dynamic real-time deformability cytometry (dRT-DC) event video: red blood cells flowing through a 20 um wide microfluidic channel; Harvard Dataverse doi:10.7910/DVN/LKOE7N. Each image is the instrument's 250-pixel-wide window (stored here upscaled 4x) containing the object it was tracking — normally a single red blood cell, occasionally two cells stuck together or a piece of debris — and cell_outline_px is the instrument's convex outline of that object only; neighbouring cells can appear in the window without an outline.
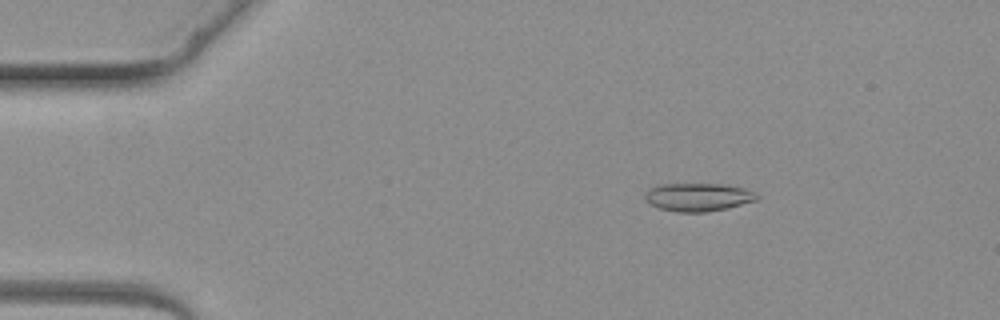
{"species": "common noctule bat (a hibernating species)", "species_latin": "Nyctalus noctula", "temperature_condition": "warm", "stored_images_in_passage": 3, "camera_frame_rate_fps": 3000, "um_per_image_px": 0.085, "animal": {"sex": "female", "body_mass_g": 19.3, "forearm_length_mm": 54.1}, "frame": {"image": 1, "passage_image": 2, "time_ms": 1.333, "image_size_px": [1000, 320], "cell_outline_px": [[760, 200], [728, 208], [704, 212], [676, 212], [660, 208], [652, 204], [644, 196], [644, 192], [648, 188], [660, 184], [724, 184], [744, 188], [756, 192], [760, 196]], "centroid_in_image_um": [59.4, 16.75], "position_along_channel_um": 25.6, "area_um2": 18.55}}
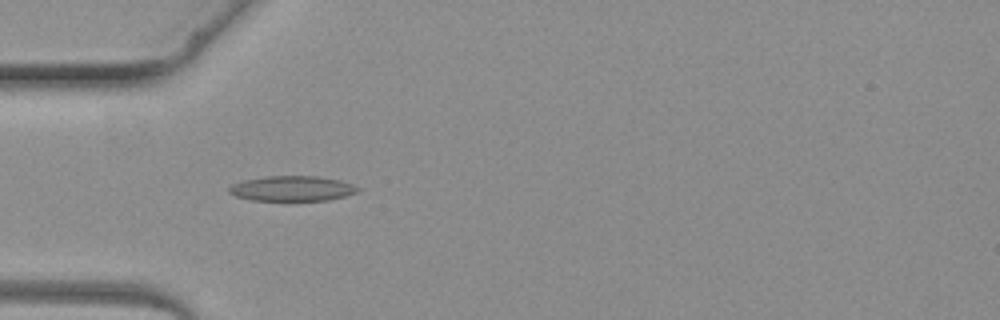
{"frame": {"image": 2, "passage_image": 3, "time_ms": 3.333, "image_size_px": [1000, 320], "cell_outline_px": [[360, 188], [356, 192], [344, 196], [328, 200], [284, 204], [252, 200], [236, 196], [228, 192], [228, 188], [232, 184], [248, 180], [268, 176], [316, 176], [340, 180], [352, 184]], "centroid_in_image_um": [24.82, 16.08], "position_along_channel_um": 60.2, "area_um2": 19.65}}